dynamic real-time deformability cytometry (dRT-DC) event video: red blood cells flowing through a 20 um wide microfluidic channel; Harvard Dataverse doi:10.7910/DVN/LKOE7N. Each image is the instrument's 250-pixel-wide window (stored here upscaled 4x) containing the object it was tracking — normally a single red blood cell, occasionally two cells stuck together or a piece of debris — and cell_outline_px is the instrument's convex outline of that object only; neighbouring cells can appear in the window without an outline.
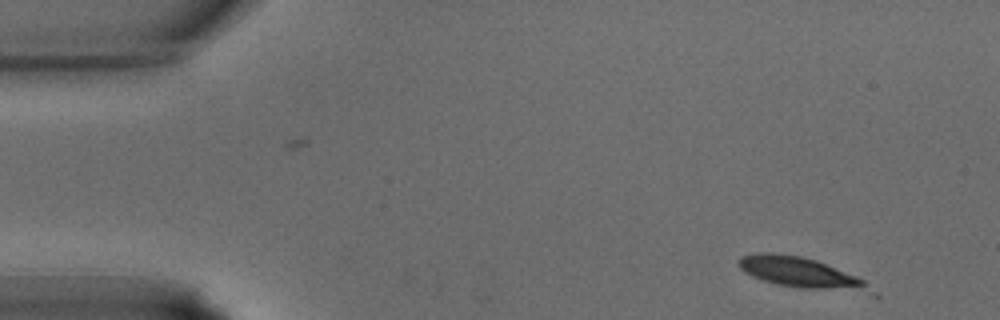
{"species": "common noctule bat (a hibernating species)", "species_latin": "Nyctalus noctula", "temperature_condition": "warm", "stored_images_in_passage": 3, "camera_frame_rate_fps": 3000, "um_per_image_px": 0.085, "animal": {"sex": "male", "body_mass_g": 15.6}, "frame": {"image": 1, "passage_image": 1, "time_ms": 0.0, "image_size_px": [1000, 320], "cell_outline_px": [[880, 296], [872, 296], [800, 288], [776, 284], [752, 276], [744, 272], [740, 268], [740, 256], [756, 252], [772, 252], [800, 256], [816, 260], [856, 276], [864, 280]], "centroid_in_image_um": [68.23, 23.25], "position_along_channel_um": 16.8, "area_um2": 24.28}}